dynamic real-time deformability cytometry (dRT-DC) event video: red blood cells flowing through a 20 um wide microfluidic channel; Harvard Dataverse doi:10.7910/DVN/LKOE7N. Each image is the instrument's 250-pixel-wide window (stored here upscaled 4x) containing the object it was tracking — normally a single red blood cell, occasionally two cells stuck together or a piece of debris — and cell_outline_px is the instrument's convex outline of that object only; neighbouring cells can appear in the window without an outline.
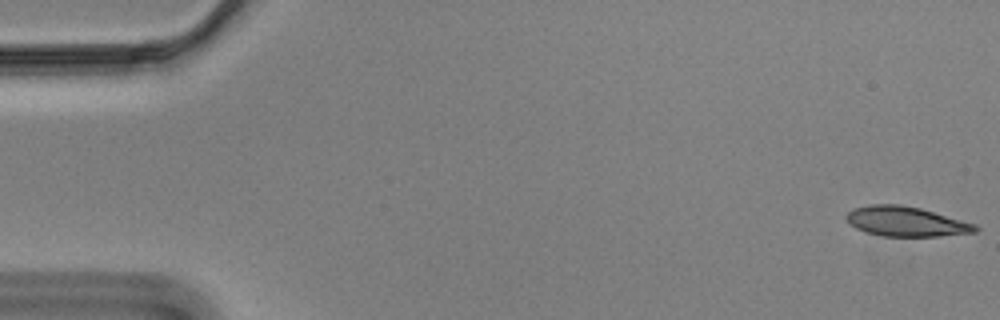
{"species": "Egyptian fruit bat (a non-hibernating species)", "species_latin": "Rousettus aegyptiacus", "temperature_condition": "cold", "stored_images_in_passage": 57, "camera_frame_rate_fps": 3000, "um_per_image_px": 0.085, "animal": {"sex": "male"}, "frame": {"image": 1, "passage_image": 1, "time_ms": 0.0, "image_size_px": [1000, 320], "cell_outline_px": [[980, 228], [976, 232], [936, 236], [884, 236], [864, 232], [848, 224], [844, 216], [848, 212], [856, 208], [868, 204], [900, 204], [920, 208], [976, 224]], "centroid_in_image_um": [76.98, 18.82], "position_along_channel_um": 8.0, "area_um2": 22.43}}
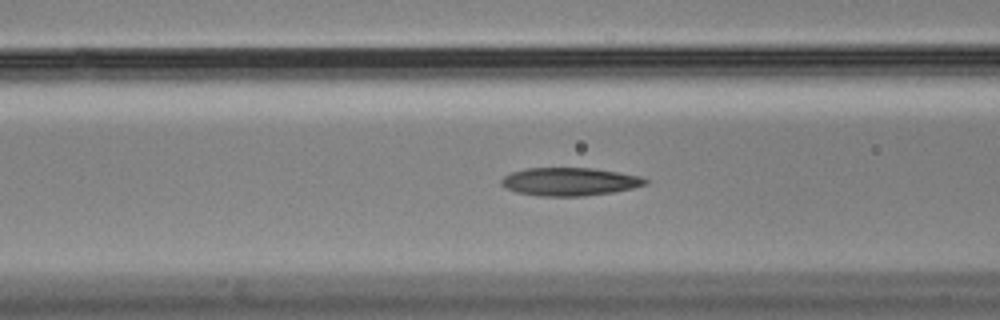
{"frame": {"image": 2, "passage_image": 22, "time_ms": 7.0, "image_size_px": [1000, 320], "cell_outline_px": [[652, 180], [648, 184], [632, 188], [612, 192], [584, 196], [540, 196], [516, 192], [500, 184], [500, 180], [504, 176], [512, 172], [528, 168], [592, 168], [640, 176]], "centroid_in_image_um": [48.44, 15.44], "position_along_channel_um": 118.2, "area_um2": 23.52}}
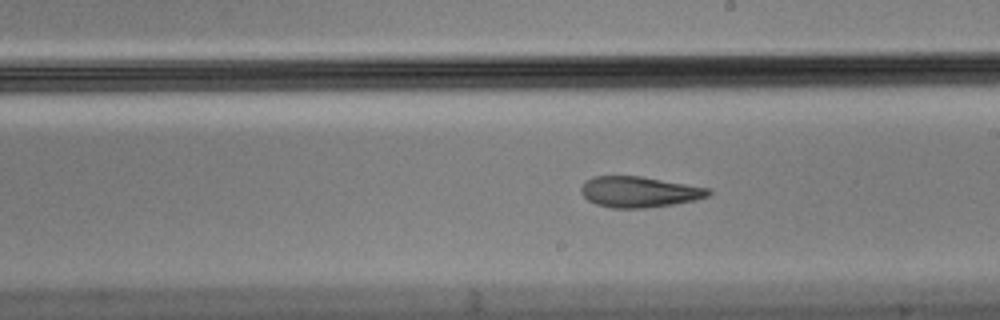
{"frame": {"image": 3, "passage_image": 32, "time_ms": 10.333, "image_size_px": [1000, 320], "cell_outline_px": [[712, 192], [708, 196], [696, 200], [672, 204], [644, 208], [612, 208], [596, 204], [588, 200], [580, 192], [580, 188], [592, 176], [640, 176], [712, 188]], "centroid_in_image_um": [54.36, 16.31], "position_along_channel_um": 234.6, "area_um2": 22.89}, "authors_computed_cell_mechanics": {"area_um2": 23.4668, "velocity_mm_per_s": 3.4976, "shape_relaxation_time_tau1_ms": null, "shape_relaxation_time_tau2_ms": 3.5376, "deformation_change_tau1": null, "deformation_change_tau2": 0.1118}}